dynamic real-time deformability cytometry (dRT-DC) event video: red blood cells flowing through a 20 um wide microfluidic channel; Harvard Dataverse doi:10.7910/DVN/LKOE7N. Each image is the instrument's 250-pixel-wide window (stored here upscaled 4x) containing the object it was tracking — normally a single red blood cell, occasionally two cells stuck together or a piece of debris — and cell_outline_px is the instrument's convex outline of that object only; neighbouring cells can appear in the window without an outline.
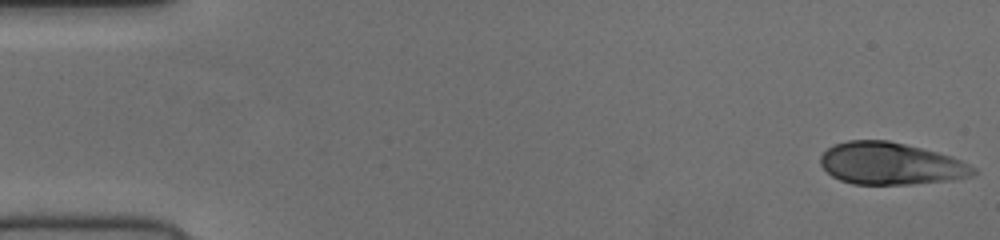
{"species": "human", "species_latin": "Homo sapiens", "temperature_condition": "cold", "stored_images_in_passage": 52, "camera_frame_rate_fps": 3000, "um_per_image_px": 0.085, "donor": {"sex": "female"}, "frame": {"image": 1, "passage_image": 1, "time_ms": 0.0, "image_size_px": [1000, 240], "cell_outline_px": [[976, 172], [972, 176], [952, 180], [912, 184], [852, 184], [840, 180], [832, 176], [820, 164], [820, 156], [828, 148], [836, 144], [848, 140], [888, 140], [952, 156], [976, 168]], "centroid_in_image_um": [75.71, 13.91], "position_along_channel_um": 9.3, "area_um2": 37.4}}
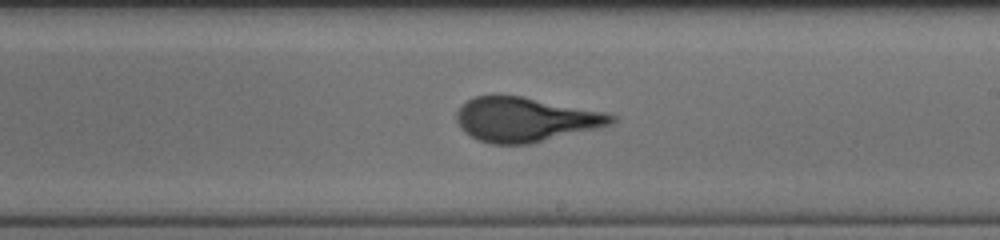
{"frame": {"image": 2, "passage_image": 30, "time_ms": 9.667, "image_size_px": [1000, 240], "cell_outline_px": [[616, 120], [612, 124], [600, 128], [532, 144], [492, 144], [476, 140], [464, 132], [460, 128], [456, 120], [456, 112], [468, 100], [476, 96], [492, 92], [524, 96], [604, 112], [616, 116]], "centroid_in_image_um": [44.63, 10.14], "position_along_channel_um": 244.4, "area_um2": 40.98}}
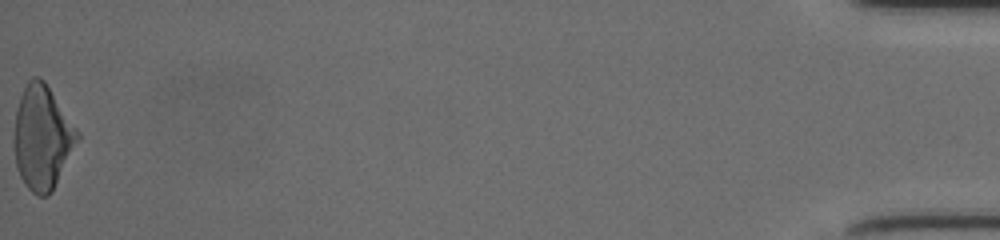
{"frame": {"image": 3, "passage_image": 52, "time_ms": 17.0, "image_size_px": [1000, 240], "cell_outline_px": [[80, 136], [52, 192], [48, 196], [36, 196], [24, 184], [16, 168], [12, 144], [16, 112], [20, 96], [28, 80], [32, 76], [40, 76], [44, 80], [80, 132]], "centroid_in_image_um": [3.57, 11.69], "position_along_channel_um": 431.6, "area_um2": 38.67}}